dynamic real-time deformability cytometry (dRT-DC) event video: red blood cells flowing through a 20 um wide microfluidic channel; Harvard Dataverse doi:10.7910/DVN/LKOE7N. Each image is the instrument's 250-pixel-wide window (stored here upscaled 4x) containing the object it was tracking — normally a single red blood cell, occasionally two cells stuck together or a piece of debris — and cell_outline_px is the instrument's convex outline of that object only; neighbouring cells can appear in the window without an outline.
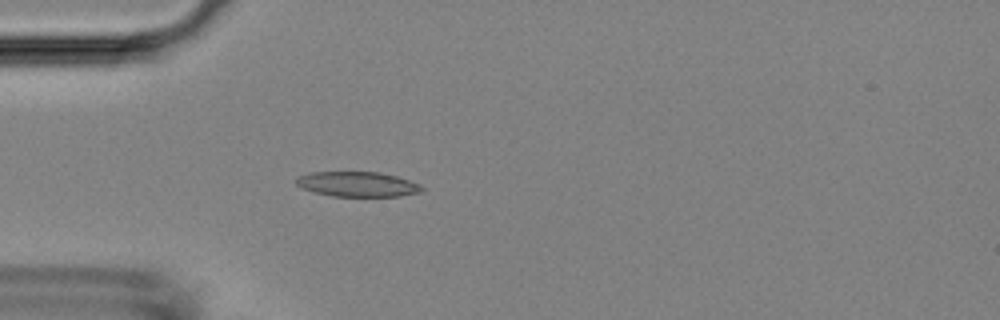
{"species": "Egyptian fruit bat (a non-hibernating species)", "species_latin": "Rousettus aegyptiacus", "temperature_condition": "room temperature", "stored_images_in_passage": 5, "camera_frame_rate_fps": 3000, "um_per_image_px": 0.085, "animal": {"sex": "female"}, "frame": {"image": 1, "passage_image": 5, "time_ms": 1.333, "image_size_px": [1000, 320], "cell_outline_px": [[424, 192], [400, 196], [332, 196], [316, 192], [304, 188], [296, 184], [296, 180], [300, 176], [312, 172], [380, 172], [396, 176], [420, 184], [424, 188]], "centroid_in_image_um": [30.46, 15.66], "position_along_channel_um": 54.5, "area_um2": 18.15}}